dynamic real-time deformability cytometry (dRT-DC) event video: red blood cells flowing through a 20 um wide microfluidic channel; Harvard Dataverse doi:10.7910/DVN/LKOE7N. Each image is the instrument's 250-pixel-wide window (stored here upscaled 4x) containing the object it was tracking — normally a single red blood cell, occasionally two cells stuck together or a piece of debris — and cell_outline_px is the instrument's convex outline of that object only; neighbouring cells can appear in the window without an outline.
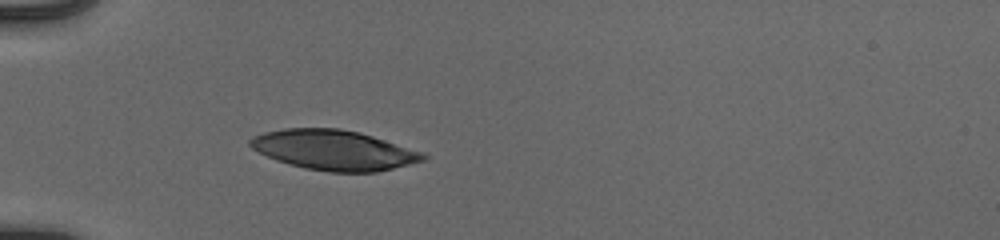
{"species": "human", "species_latin": "Homo sapiens", "temperature_condition": "cold", "stored_images_in_passage": 37, "camera_frame_rate_fps": 3000, "um_per_image_px": 0.085, "donor": {"sex": "male"}, "frame": {"image": 1, "passage_image": 1, "time_ms": 0.0, "image_size_px": [1000, 240], "cell_outline_px": [[428, 160], [376, 172], [328, 172], [304, 168], [276, 160], [252, 148], [248, 144], [248, 140], [252, 136], [264, 132], [284, 128], [340, 128], [360, 132], [424, 152], [428, 156]], "centroid_in_image_um": [28.41, 12.75], "position_along_channel_um": 56.6, "area_um2": 40.52}}
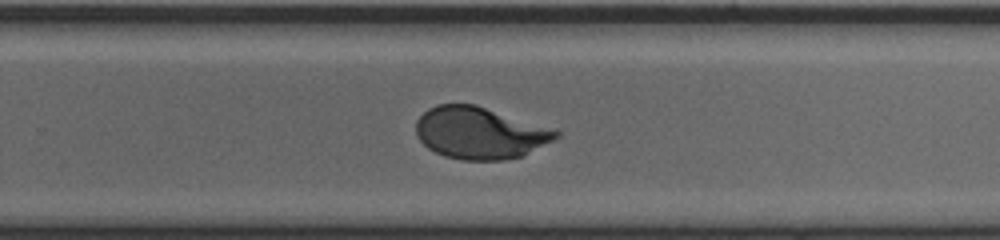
{"frame": {"image": 2, "passage_image": 20, "time_ms": 6.333, "image_size_px": [1000, 240], "cell_outline_px": [[560, 136], [524, 156], [504, 160], [460, 160], [444, 156], [428, 148], [416, 136], [416, 120], [428, 108], [436, 104], [476, 104], [560, 132]], "centroid_in_image_um": [40.74, 11.31], "position_along_channel_um": 289.1, "area_um2": 42.14}}
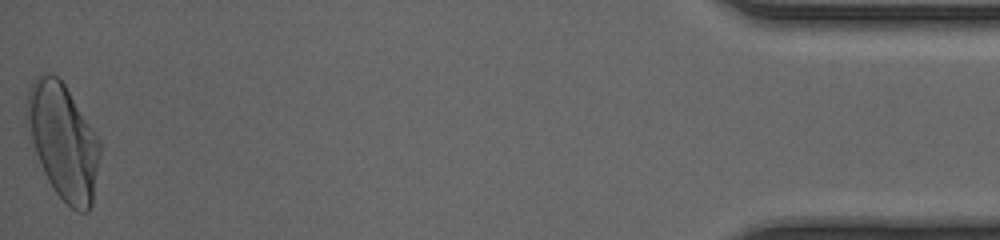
{"frame": {"image": 3, "passage_image": 37, "time_ms": 12.0, "image_size_px": [1000, 240], "cell_outline_px": [[100, 156], [92, 204], [88, 212], [76, 212], [52, 188], [44, 172], [28, 132], [24, 120], [24, 116], [28, 88], [32, 80], [36, 76], [44, 72], [52, 72], [64, 84], [100, 140]], "centroid_in_image_um": [5.34, 11.97], "position_along_channel_um": 429.9, "area_um2": 49.13}, "authors_computed_cell_mechanics": {"area_um2": 42.772, "velocity_mm_per_s": 3.9154, "shape_relaxation_time_tau1_ms": 3.4718, "shape_relaxation_time_tau2_ms": null, "deformation_change_tau1": 0.1964, "deformation_change_tau2": null}}